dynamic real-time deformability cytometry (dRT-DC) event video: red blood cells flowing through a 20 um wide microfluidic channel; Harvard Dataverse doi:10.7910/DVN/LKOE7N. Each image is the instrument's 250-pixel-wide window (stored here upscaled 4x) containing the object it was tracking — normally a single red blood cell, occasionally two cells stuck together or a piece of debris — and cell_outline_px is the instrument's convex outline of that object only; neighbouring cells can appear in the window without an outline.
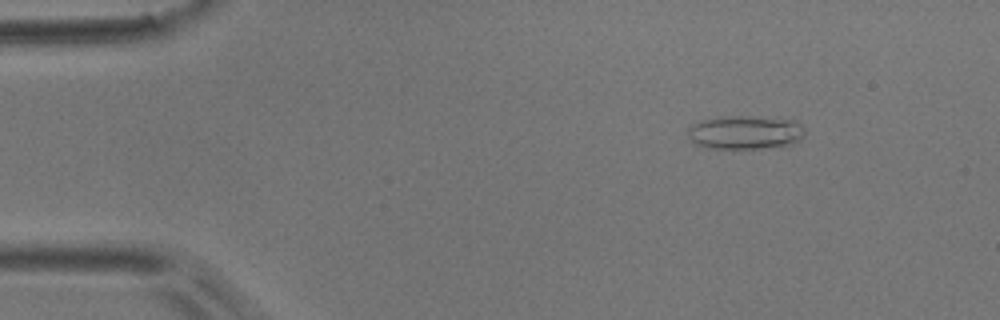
{"species": "common noctule bat (a hibernating species)", "species_latin": "Nyctalus noctula", "temperature_condition": "room temperature", "stored_images_in_passage": 2, "camera_frame_rate_fps": 3000, "um_per_image_px": 0.085, "animal": {"sex": "male", "body_mass_g": 17.9}, "frame": {"image": 1, "passage_image": 2, "time_ms": 1.333, "image_size_px": [1000, 320], "cell_outline_px": [[804, 136], [792, 144], [764, 148], [704, 148], [696, 144], [688, 136], [688, 128], [692, 124], [700, 120], [728, 116], [744, 116], [796, 120], [804, 128]], "centroid_in_image_um": [63.33, 11.25], "position_along_channel_um": 21.7, "area_um2": 22.89}}